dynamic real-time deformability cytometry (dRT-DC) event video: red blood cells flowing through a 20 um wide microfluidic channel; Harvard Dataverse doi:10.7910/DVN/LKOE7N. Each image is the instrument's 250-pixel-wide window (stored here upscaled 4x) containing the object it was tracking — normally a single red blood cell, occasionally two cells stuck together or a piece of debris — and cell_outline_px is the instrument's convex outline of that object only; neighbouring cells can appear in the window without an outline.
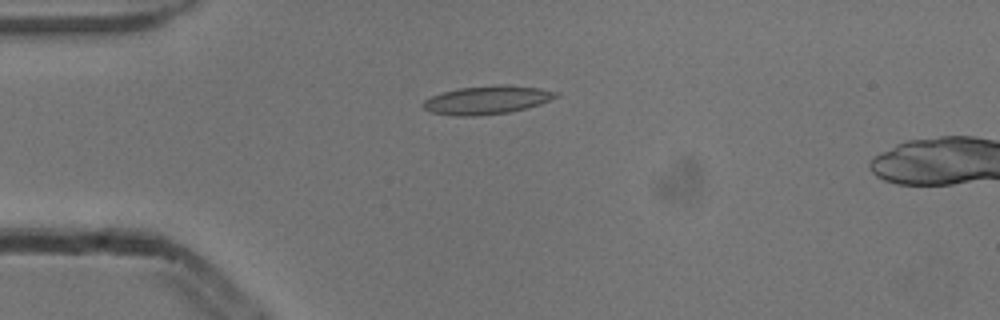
{"species": "common noctule bat (a hibernating species)", "species_latin": "Nyctalus noctula", "temperature_condition": "cold", "stored_images_in_passage": 6, "camera_frame_rate_fps": 3000, "um_per_image_px": 0.085, "animal": {"sex": "male", "body_mass_g": 13.3}, "frame": {"image": 1, "passage_image": 3, "time_ms": 0.667, "image_size_px": [1000, 320], "cell_outline_px": [[560, 96], [540, 104], [528, 108], [508, 112], [476, 116], [456, 116], [432, 112], [424, 108], [420, 104], [424, 100], [432, 96], [444, 92], [460, 88], [496, 84], [508, 84], [540, 88], [560, 92]], "centroid_in_image_um": [41.45, 8.49], "position_along_channel_um": 43.6, "area_um2": 22.14}}
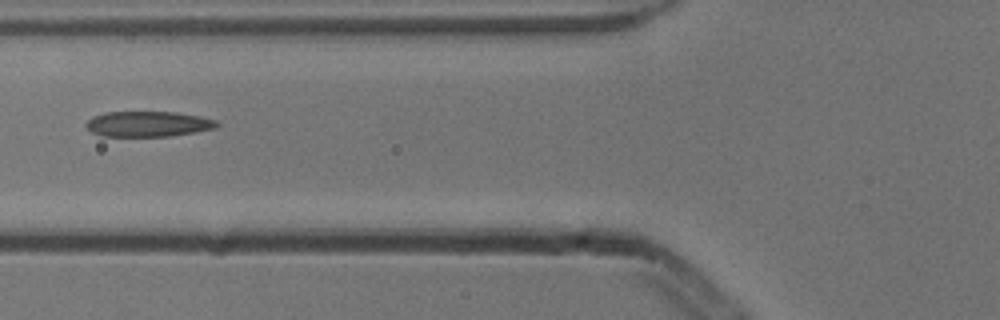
{"frame": {"image": 2, "passage_image": 5, "time_ms": 1.333, "image_size_px": [1000, 320], "cell_outline_px": [[220, 124], [216, 128], [196, 132], [172, 136], [100, 136], [92, 132], [84, 124], [92, 116], [104, 112], [176, 112], [200, 116], [216, 120]], "centroid_in_image_um": [12.59, 10.54], "position_along_channel_um": 113.2, "area_um2": 19.54}}
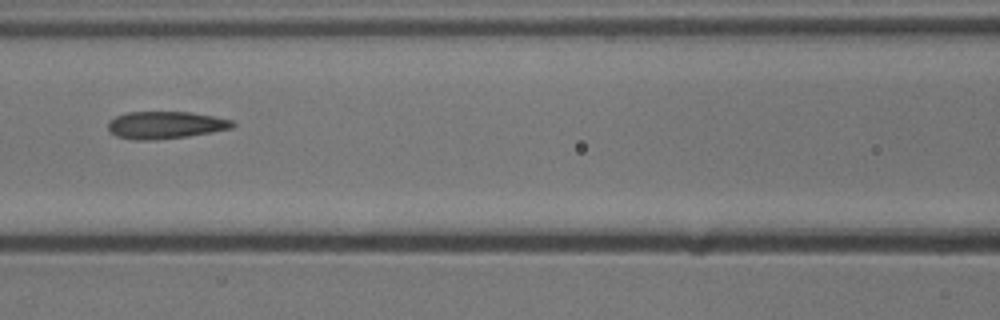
{"frame": {"image": 3, "passage_image": 6, "time_ms": 1.667, "image_size_px": [1000, 320], "cell_outline_px": [[236, 124], [232, 128], [212, 132], [188, 136], [152, 140], [136, 140], [116, 136], [108, 132], [108, 120], [116, 116], [128, 112], [192, 112], [232, 120]], "centroid_in_image_um": [14.03, 10.63], "position_along_channel_um": 152.6, "area_um2": 19.88}}